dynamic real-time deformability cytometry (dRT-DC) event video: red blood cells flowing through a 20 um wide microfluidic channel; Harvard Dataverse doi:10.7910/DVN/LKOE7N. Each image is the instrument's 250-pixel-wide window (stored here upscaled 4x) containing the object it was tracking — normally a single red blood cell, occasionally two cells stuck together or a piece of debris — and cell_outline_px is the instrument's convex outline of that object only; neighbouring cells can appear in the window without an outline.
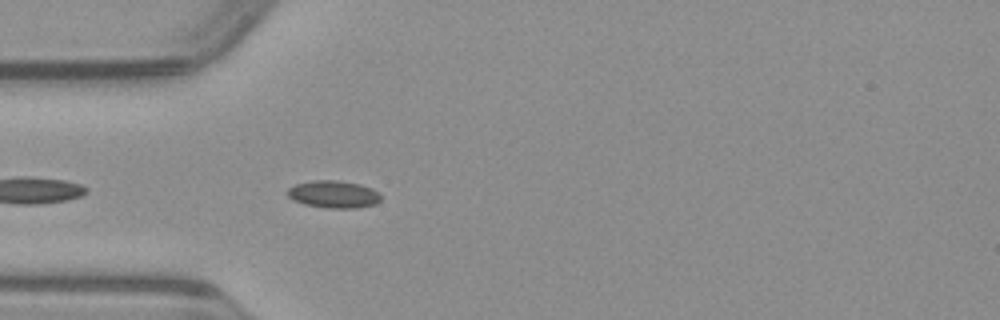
{"species": "common noctule bat (a hibernating species)", "species_latin": "Nyctalus noctula", "temperature_condition": "warm", "stored_images_in_passage": 15, "camera_frame_rate_fps": 3000, "um_per_image_px": 0.085, "animal": {"sex": "male", "body_mass_g": 23.1, "forearm_length_mm": 52.7}, "frame": {"image": 1, "passage_image": 3, "time_ms": 0.667, "image_size_px": [1000, 320], "cell_outline_px": [[380, 200], [376, 204], [356, 208], [328, 208], [304, 204], [288, 196], [288, 188], [296, 184], [312, 180], [336, 180], [360, 184], [372, 188], [380, 196]], "centroid_in_image_um": [28.37, 16.51], "position_along_channel_um": 56.6, "area_um2": 14.74}}